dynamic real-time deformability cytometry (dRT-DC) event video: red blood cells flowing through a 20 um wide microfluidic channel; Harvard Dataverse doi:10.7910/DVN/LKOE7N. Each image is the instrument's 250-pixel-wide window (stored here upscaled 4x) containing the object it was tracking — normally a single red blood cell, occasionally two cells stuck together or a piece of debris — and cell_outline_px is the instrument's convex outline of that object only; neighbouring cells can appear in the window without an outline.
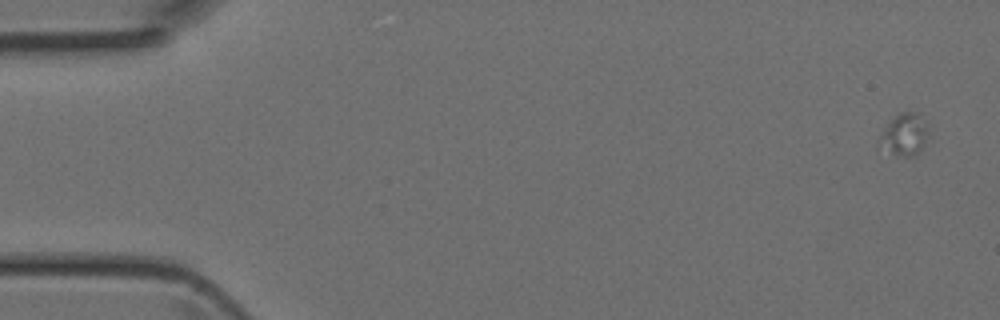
{"species": "Egyptian fruit bat (a non-hibernating species)", "species_latin": "Rousettus aegyptiacus", "temperature_condition": "room temperature", "stored_images_in_passage": 3, "camera_frame_rate_fps": 3000, "um_per_image_px": 0.085, "animal": {"sex": "female"}, "frame": {"image": 1, "passage_image": 1, "time_ms": 0.0, "image_size_px": [1000, 320], "cell_outline_px": [[928, 136], [924, 144], [912, 156], [900, 156], [892, 152], [876, 140], [884, 128], [900, 112], [912, 112], [928, 128]], "centroid_in_image_um": [76.85, 11.45], "position_along_channel_um": 8.1, "area_um2": 11.16}}